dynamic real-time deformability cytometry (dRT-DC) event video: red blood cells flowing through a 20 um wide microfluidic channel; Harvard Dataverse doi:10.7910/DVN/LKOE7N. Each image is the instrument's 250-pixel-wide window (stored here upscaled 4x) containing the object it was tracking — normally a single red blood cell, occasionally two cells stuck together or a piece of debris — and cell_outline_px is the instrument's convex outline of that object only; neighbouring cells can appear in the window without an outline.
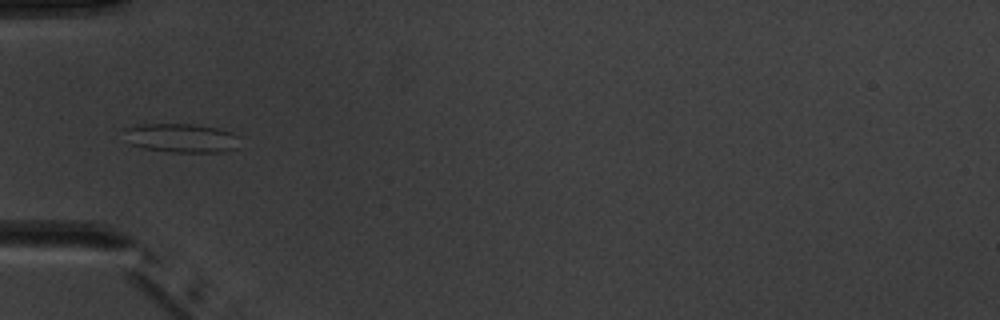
{"species": "common noctule bat (a hibernating species)", "species_latin": "Nyctalus noctula", "temperature_condition": "warm", "stored_images_in_passage": 7, "camera_frame_rate_fps": 3000, "um_per_image_px": 0.085, "animal": {"sex": "male", "body_mass_g": 20.1, "forearm_length_mm": 53.5}, "frame": {"image": 1, "passage_image": 6, "time_ms": 5.667, "image_size_px": [1000, 320], "cell_outline_px": [[240, 136], [236, 148], [220, 152], [172, 152], [144, 148], [128, 144], [124, 128], [140, 124], [192, 124], [216, 128], [232, 132]], "centroid_in_image_um": [15.4, 11.73], "position_along_channel_um": 69.6, "area_um2": 19.54}}
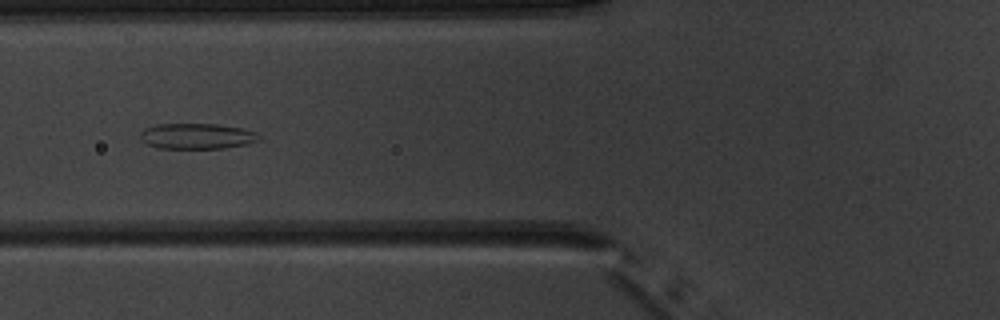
{"frame": {"image": 2, "passage_image": 7, "time_ms": 6.667, "image_size_px": [1000, 320], "cell_outline_px": [[260, 140], [244, 144], [224, 148], [160, 148], [148, 144], [140, 140], [140, 132], [144, 128], [156, 124], [216, 124], [240, 128], [256, 132], [260, 136]], "centroid_in_image_um": [16.7, 11.57], "position_along_channel_um": 109.1, "area_um2": 17.63}}